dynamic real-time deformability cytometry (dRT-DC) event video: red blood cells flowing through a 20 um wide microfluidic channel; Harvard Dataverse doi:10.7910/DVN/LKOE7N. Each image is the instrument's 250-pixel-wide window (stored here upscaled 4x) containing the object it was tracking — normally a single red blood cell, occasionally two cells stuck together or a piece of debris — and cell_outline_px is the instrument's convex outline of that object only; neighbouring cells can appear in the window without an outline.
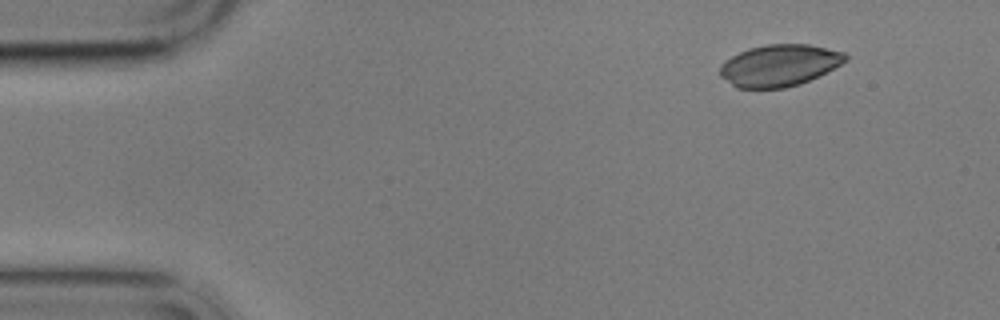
{"species": "common noctule bat (a hibernating species)", "species_latin": "Nyctalus noctula", "temperature_condition": "cold", "stored_images_in_passage": 2, "camera_frame_rate_fps": 3000, "um_per_image_px": 0.085, "animal": {"sex": "male", "body_mass_g": 17.9}, "frame": {"image": 1, "passage_image": 2, "time_ms": 1.333, "image_size_px": [1000, 320], "cell_outline_px": [[848, 60], [800, 84], [784, 88], [736, 88], [720, 76], [720, 64], [732, 56], [748, 48], [764, 44], [808, 44], [844, 52], [848, 56]], "centroid_in_image_um": [66.21, 5.55], "position_along_channel_um": 18.8, "area_um2": 30.35}}